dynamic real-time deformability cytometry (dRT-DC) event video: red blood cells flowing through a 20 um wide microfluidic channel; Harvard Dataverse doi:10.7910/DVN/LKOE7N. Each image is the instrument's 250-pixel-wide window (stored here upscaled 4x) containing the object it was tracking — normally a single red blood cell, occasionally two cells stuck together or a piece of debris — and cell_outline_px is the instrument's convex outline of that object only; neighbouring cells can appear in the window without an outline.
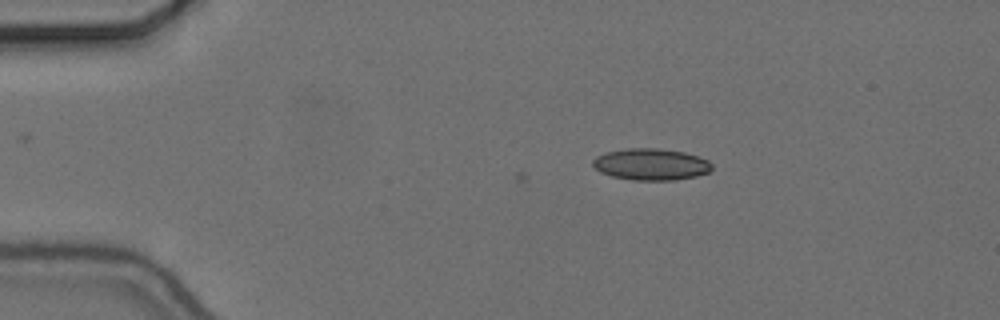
{"species": "common noctule bat (a hibernating species)", "species_latin": "Nyctalus noctula", "temperature_condition": "cold", "stored_images_in_passage": 4, "camera_frame_rate_fps": 3000, "um_per_image_px": 0.085, "animal": {"sex": "female", "body_mass_g": 24.6, "forearm_length_mm": 56.2}, "frame": {"image": 1, "passage_image": 4, "time_ms": 1.0, "image_size_px": [1000, 320], "cell_outline_px": [[712, 168], [708, 172], [696, 176], [676, 180], [632, 180], [612, 176], [600, 172], [592, 164], [592, 160], [596, 156], [604, 152], [628, 148], [660, 148], [684, 152], [708, 160], [712, 164]], "centroid_in_image_um": [55.31, 13.96], "position_along_channel_um": 29.7, "area_um2": 22.02}}